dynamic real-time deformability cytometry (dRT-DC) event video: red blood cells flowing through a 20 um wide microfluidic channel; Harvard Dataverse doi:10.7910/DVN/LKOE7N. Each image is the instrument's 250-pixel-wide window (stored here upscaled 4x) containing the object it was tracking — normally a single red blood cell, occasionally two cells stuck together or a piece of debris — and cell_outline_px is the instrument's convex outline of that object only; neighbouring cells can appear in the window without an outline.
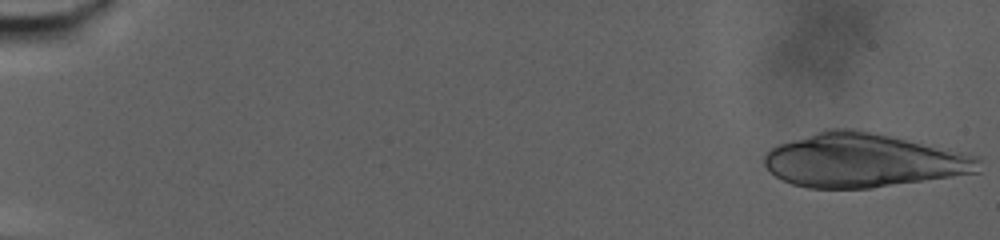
{"species": "human", "species_latin": "Homo sapiens", "temperature_condition": "warm", "stored_images_in_passage": 28, "camera_frame_rate_fps": 3000, "um_per_image_px": 0.085, "donor": {"sex": "male"}, "frame": {"image": 1, "passage_image": 1, "time_ms": 0.0, "image_size_px": [1000, 240], "cell_outline_px": [[980, 172], [872, 188], [808, 188], [792, 184], [776, 176], [764, 164], [764, 156], [772, 148], [780, 144], [824, 128], [856, 128], [948, 148], [980, 156]], "centroid_in_image_um": [73.41, 13.62], "position_along_channel_um": 11.6, "area_um2": 67.51}}